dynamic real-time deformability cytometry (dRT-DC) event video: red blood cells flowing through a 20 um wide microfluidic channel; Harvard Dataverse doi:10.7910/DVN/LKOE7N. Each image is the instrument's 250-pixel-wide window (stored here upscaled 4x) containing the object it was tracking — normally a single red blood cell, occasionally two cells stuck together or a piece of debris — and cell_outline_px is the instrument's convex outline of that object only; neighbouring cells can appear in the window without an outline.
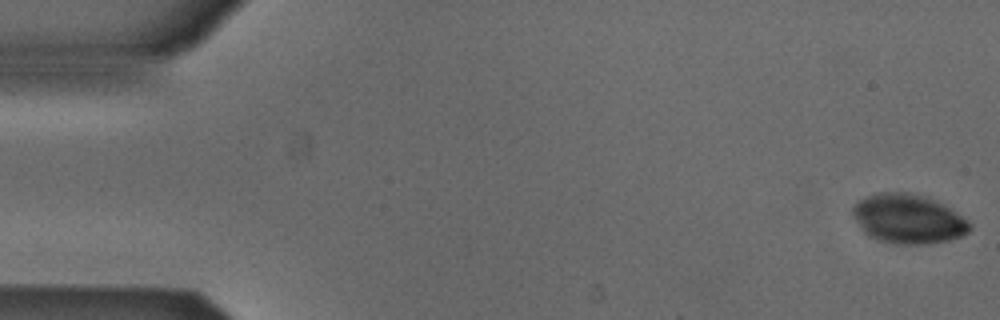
{"species": "Egyptian fruit bat (a non-hibernating species)", "species_latin": "Rousettus aegyptiacus", "temperature_condition": "cold", "stored_images_in_passage": 22, "camera_frame_rate_fps": 3000, "um_per_image_px": 0.085, "animal": {"sex": "male"}, "frame": {"image": 1, "passage_image": 1, "time_ms": 0.0, "image_size_px": [1000, 320], "cell_outline_px": [[972, 228], [968, 232], [960, 236], [948, 240], [928, 244], [896, 244], [876, 240], [868, 236], [860, 228], [852, 212], [852, 208], [860, 200], [868, 196], [880, 192], [908, 192], [928, 196], [936, 200], [968, 220], [972, 224]], "centroid_in_image_um": [77.2, 18.61], "position_along_channel_um": 7.8, "area_um2": 33.7}}